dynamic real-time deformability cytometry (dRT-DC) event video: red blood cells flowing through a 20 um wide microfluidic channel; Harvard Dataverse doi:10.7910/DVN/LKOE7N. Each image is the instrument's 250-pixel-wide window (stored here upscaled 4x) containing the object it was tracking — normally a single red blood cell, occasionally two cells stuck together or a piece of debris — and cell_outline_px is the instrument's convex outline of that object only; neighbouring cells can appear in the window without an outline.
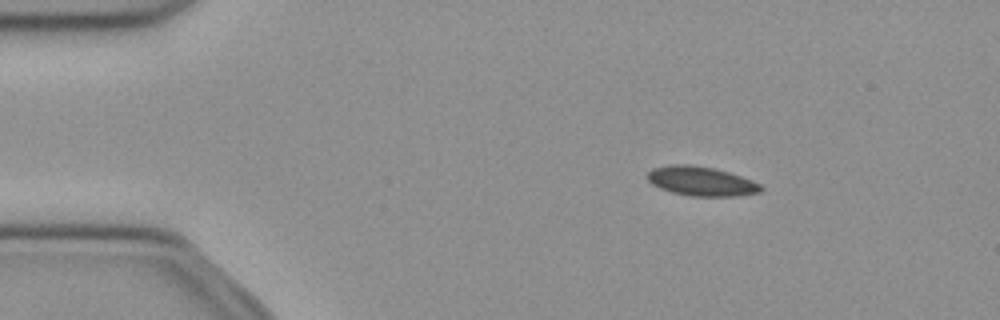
{"species": "common noctule bat (a hibernating species)", "species_latin": "Nyctalus noctula", "temperature_condition": "cold", "stored_images_in_passage": 45, "camera_frame_rate_fps": 3000, "um_per_image_px": 0.085, "animal": {"sex": "female", "body_mass_g": 21.9}, "frame": {"image": 1, "passage_image": 1, "time_ms": 0.0, "image_size_px": [1000, 320], "cell_outline_px": [[764, 188], [760, 192], [736, 196], [692, 196], [672, 192], [660, 188], [652, 184], [648, 180], [648, 172], [652, 168], [672, 164], [688, 164], [712, 168], [728, 172], [752, 180], [760, 184]], "centroid_in_image_um": [59.6, 15.4], "position_along_channel_um": 25.4, "area_um2": 19.25}}
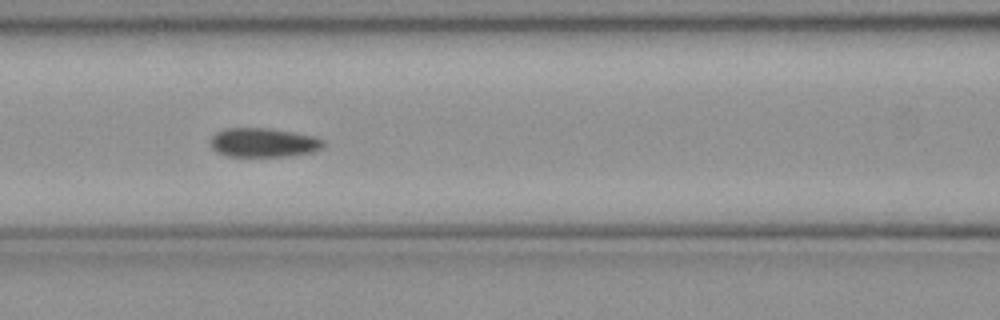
{"frame": {"image": 2, "passage_image": 15, "time_ms": 4.667, "image_size_px": [1000, 320], "cell_outline_px": [[324, 144], [320, 148], [312, 152], [288, 156], [228, 156], [216, 152], [212, 148], [212, 136], [216, 132], [224, 128], [268, 128], [292, 132], [312, 136], [324, 140]], "centroid_in_image_um": [22.37, 12.12], "position_along_channel_um": 144.2, "area_um2": 18.96}}
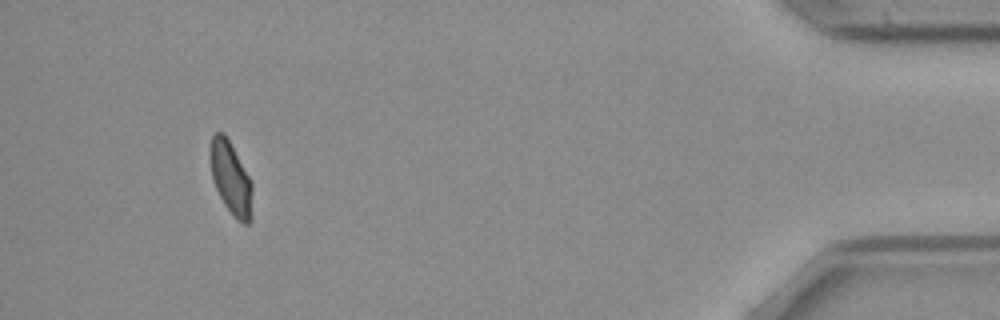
{"frame": {"image": 3, "passage_image": 41, "time_ms": 13.333, "image_size_px": [1000, 320], "cell_outline_px": [[252, 220], [248, 224], [244, 224], [236, 220], [224, 204], [212, 180], [212, 136], [216, 132], [224, 132], [248, 176], [252, 184]], "centroid_in_image_um": [19.66, 15.24], "position_along_channel_um": 415.5, "area_um2": 17.34}, "authors_computed_cell_mechanics": {"area_um2": 19.2474, "velocity_mm_per_s": 3.9649, "shape_relaxation_time_tau1_ms": 7.4785, "shape_relaxation_time_tau2_ms": null, "deformation_change_tau1": 0.1205, "deformation_change_tau2": null}}